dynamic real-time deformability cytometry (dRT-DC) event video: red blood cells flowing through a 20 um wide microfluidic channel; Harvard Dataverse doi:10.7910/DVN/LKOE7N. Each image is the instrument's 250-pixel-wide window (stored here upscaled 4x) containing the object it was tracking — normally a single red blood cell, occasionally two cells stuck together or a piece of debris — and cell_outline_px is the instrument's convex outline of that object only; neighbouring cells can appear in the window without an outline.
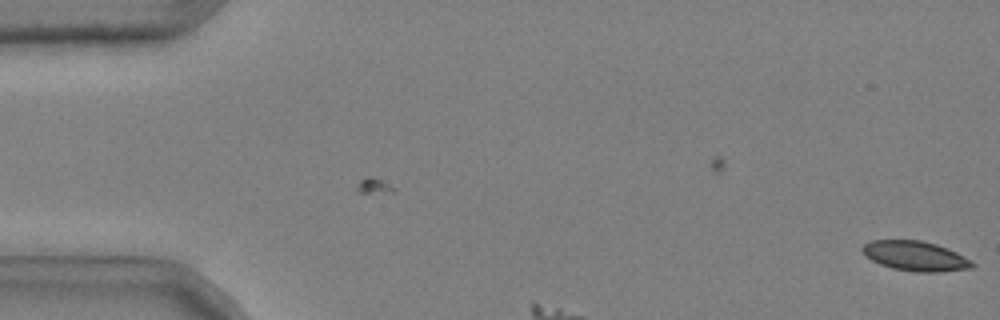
{"species": "common noctule bat (a hibernating species)", "species_latin": "Nyctalus noctula", "temperature_condition": "cold", "stored_images_in_passage": 2, "camera_frame_rate_fps": 3000, "um_per_image_px": 0.085, "animal": {"sex": "male", "body_mass_g": 20.4}, "frame": {"image": 1, "passage_image": 2, "time_ms": 0.333, "image_size_px": [1000, 320], "cell_outline_px": [[976, 264], [972, 268], [940, 272], [916, 272], [892, 268], [880, 264], [864, 256], [860, 248], [864, 244], [872, 240], [920, 240], [936, 244], [948, 248], [972, 260]], "centroid_in_image_um": [77.81, 21.76], "position_along_channel_um": 7.2, "area_um2": 19.25}}